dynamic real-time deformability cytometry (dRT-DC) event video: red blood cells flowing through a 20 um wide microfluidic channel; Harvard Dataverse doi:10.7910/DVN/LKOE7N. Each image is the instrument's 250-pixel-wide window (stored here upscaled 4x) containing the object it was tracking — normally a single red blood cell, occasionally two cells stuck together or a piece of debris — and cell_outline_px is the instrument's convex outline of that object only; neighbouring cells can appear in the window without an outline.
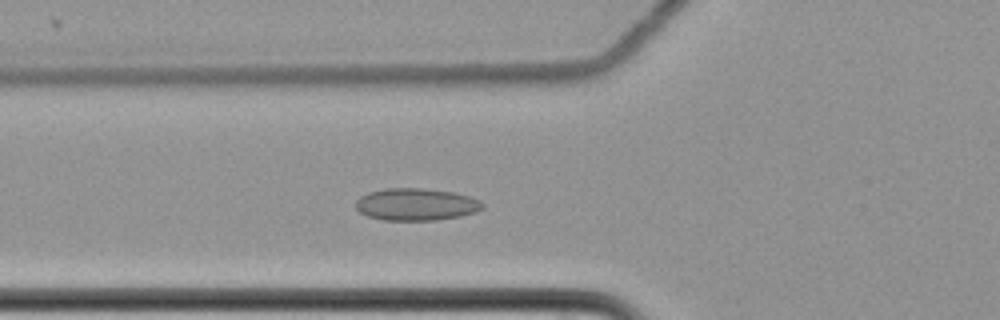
{"species": "common noctule bat (a hibernating species)", "species_latin": "Nyctalus noctula", "temperature_condition": "cold", "stored_images_in_passage": 6, "camera_frame_rate_fps": 3000, "um_per_image_px": 0.085, "animal": {"sex": "female", "body_mass_g": 22.7, "forearm_length_mm": 54.2}, "frame": {"image": 1, "passage_image": 6, "time_ms": 1.667, "image_size_px": [1000, 320], "cell_outline_px": [[484, 208], [476, 212], [460, 216], [436, 220], [384, 220], [368, 216], [360, 212], [356, 208], [356, 200], [360, 196], [368, 192], [384, 188], [424, 188], [452, 192], [468, 196], [480, 200], [484, 204]], "centroid_in_image_um": [35.37, 17.37], "position_along_channel_um": 90.4, "area_um2": 23.87}}